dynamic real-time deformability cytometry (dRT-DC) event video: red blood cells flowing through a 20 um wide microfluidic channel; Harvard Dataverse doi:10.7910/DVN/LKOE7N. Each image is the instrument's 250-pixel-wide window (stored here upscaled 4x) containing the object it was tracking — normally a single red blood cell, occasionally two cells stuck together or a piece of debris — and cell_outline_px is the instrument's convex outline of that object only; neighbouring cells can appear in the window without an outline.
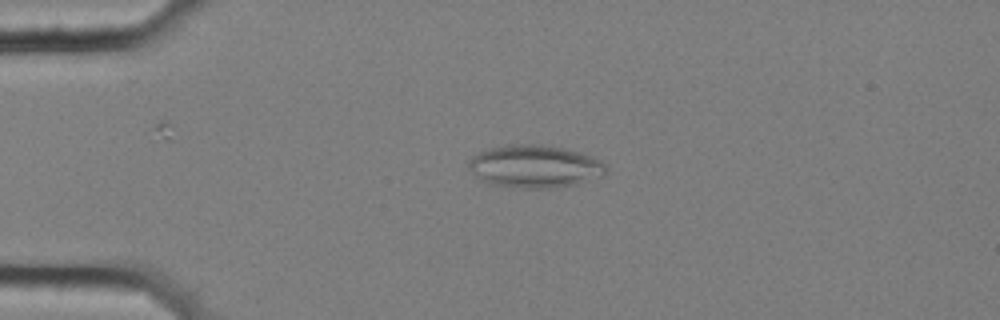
{"species": "common noctule bat (a hibernating species)", "species_latin": "Nyctalus noctula", "temperature_condition": "cold", "stored_images_in_passage": 56, "camera_frame_rate_fps": 3000, "um_per_image_px": 0.085, "animal": {"sex": "female", "body_mass_g": 25.1}, "frame": {"image": 1, "passage_image": 13, "time_ms": 4.0, "image_size_px": [1000, 320], "cell_outline_px": [[608, 172], [604, 176], [576, 184], [556, 188], [512, 188], [488, 184], [480, 180], [468, 168], [468, 160], [472, 156], [488, 148], [504, 144], [540, 144], [564, 148], [580, 152], [600, 160], [608, 164]], "centroid_in_image_um": [45.46, 14.15], "position_along_channel_um": 39.5, "area_um2": 34.91}}
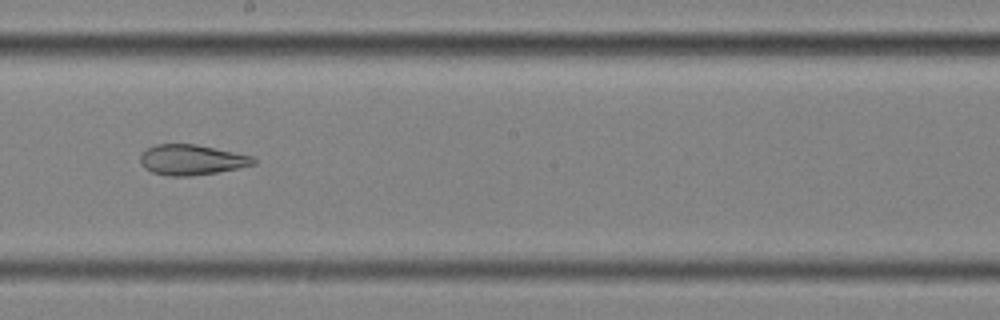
{"frame": {"image": 2, "passage_image": 32, "time_ms": 10.333, "image_size_px": [1000, 320], "cell_outline_px": [[256, 164], [216, 172], [192, 176], [168, 176], [152, 172], [144, 168], [140, 164], [140, 156], [148, 148], [156, 144], [196, 144], [252, 156], [256, 160]], "centroid_in_image_um": [16.26, 13.59], "position_along_channel_um": 231.9, "area_um2": 19.88}}
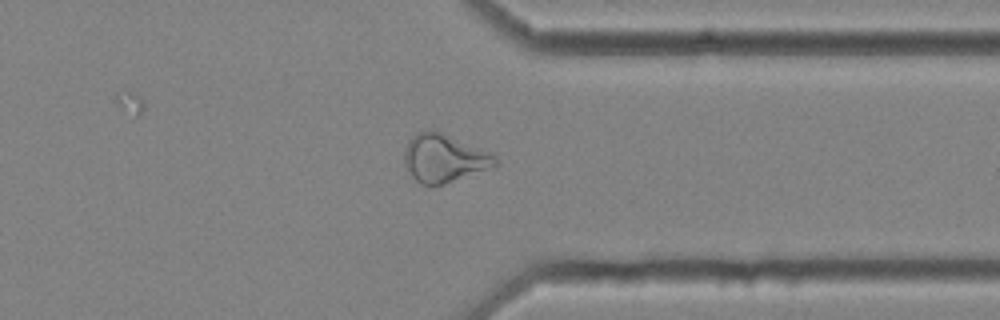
{"frame": {"image": 3, "passage_image": 44, "time_ms": 14.333, "image_size_px": [1000, 320], "cell_outline_px": [[496, 168], [444, 184], [420, 184], [412, 176], [404, 164], [404, 152], [408, 140], [416, 132], [428, 128], [436, 128], [488, 152], [496, 156]], "centroid_in_image_um": [37.75, 13.41], "position_along_channel_um": 373.7, "area_um2": 26.01}, "authors_computed_cell_mechanics": {"area_um2": 27.5995, "velocity_mm_per_s": 3.5674, "shape_relaxation_time_tau1_ms": null, "shape_relaxation_time_tau2_ms": 3.2083, "deformation_change_tau1": null, "deformation_change_tau2": 0.1141}}